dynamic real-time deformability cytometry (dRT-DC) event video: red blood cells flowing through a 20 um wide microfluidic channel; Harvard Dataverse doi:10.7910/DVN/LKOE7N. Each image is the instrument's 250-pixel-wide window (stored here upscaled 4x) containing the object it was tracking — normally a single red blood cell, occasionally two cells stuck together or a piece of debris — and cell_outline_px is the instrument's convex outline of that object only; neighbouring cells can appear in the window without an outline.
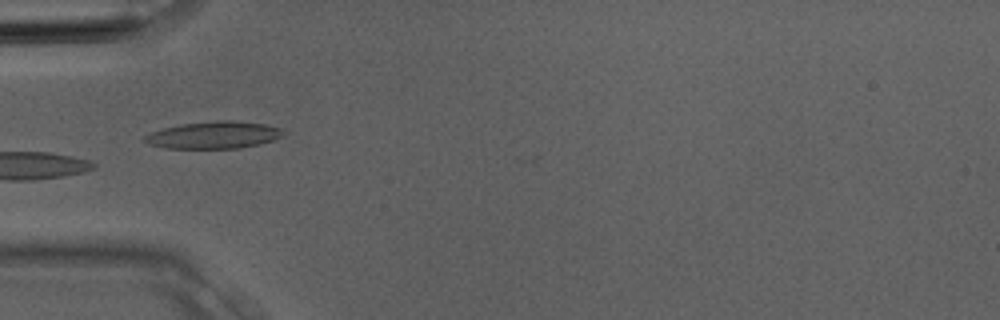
{"species": "Egyptian fruit bat (a non-hibernating species)", "species_latin": "Rousettus aegyptiacus", "temperature_condition": "room temperature", "stored_images_in_passage": 4, "camera_frame_rate_fps": 3000, "um_per_image_px": 0.085, "animal": {"sex": "male"}, "frame": {"image": 1, "passage_image": 4, "time_ms": 1.0, "image_size_px": [1000, 320], "cell_outline_px": [[284, 136], [260, 144], [240, 148], [164, 148], [148, 144], [144, 140], [144, 136], [152, 132], [164, 128], [180, 124], [216, 120], [232, 120], [264, 124], [280, 128], [284, 132]], "centroid_in_image_um": [18.18, 11.47], "position_along_channel_um": 66.8, "area_um2": 21.91}}